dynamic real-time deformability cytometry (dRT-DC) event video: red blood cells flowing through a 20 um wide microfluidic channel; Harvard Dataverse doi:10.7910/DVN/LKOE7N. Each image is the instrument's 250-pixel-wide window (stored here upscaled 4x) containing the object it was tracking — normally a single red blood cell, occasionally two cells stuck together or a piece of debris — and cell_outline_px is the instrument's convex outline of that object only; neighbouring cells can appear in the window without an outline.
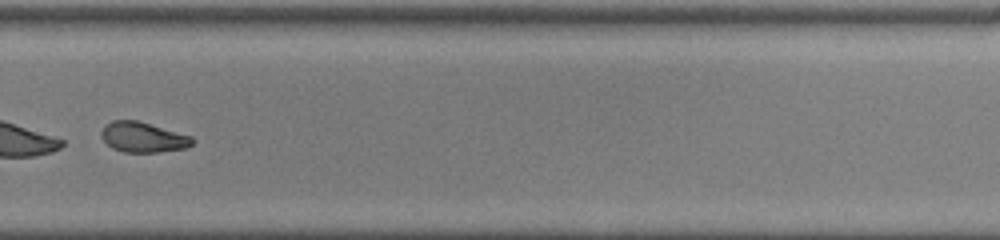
{"species": "common noctule bat (a hibernating species)", "species_latin": "Nyctalus noctula", "temperature_condition": "room temperature", "stored_images_in_passage": 30, "camera_frame_rate_fps": 3000, "um_per_image_px": 0.085, "animal": {"sex": "female", "body_mass_g": 22.0, "forearm_length_mm": 56.7}, "frame": {"image": 1, "passage_image": 22, "time_ms": 7.0, "image_size_px": [1000, 240], "cell_outline_px": [[196, 140], [192, 144], [184, 148], [160, 152], [124, 152], [112, 148], [100, 136], [100, 132], [112, 120], [136, 120], [192, 136]], "centroid_in_image_um": [12.17, 11.67], "position_along_channel_um": 317.6, "area_um2": 15.9}, "authors_computed_cell_mechanics": {"area_um2": 16.3285, "velocity_mm_per_s": 4.0834, "shape_relaxation_time_tau1_ms": null, "shape_relaxation_time_tau2_ms": 2.5495, "deformation_change_tau1": null, "deformation_change_tau2": 0.0806}}